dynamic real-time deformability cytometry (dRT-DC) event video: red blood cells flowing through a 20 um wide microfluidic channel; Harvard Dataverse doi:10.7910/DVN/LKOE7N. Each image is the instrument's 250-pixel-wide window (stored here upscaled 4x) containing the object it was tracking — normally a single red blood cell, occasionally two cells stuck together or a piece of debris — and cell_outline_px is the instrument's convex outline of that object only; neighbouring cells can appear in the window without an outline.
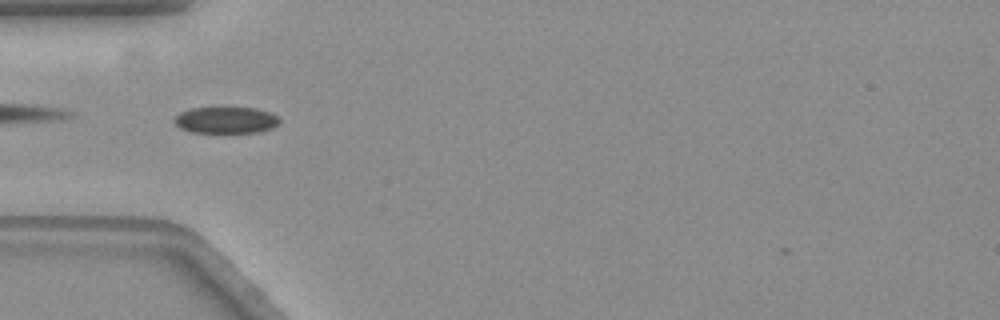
{"species": "common noctule bat (a hibernating species)", "species_latin": "Nyctalus noctula", "temperature_condition": "warm", "stored_images_in_passage": 46, "camera_frame_rate_fps": 3000, "um_per_image_px": 0.085, "animal": {"sex": "female", "body_mass_g": 19.3, "forearm_length_mm": 54.1}, "frame": {"image": 1, "passage_image": 6, "time_ms": 1.667, "image_size_px": [1000, 320], "cell_outline_px": [[280, 120], [272, 128], [260, 132], [192, 132], [180, 128], [172, 120], [180, 112], [192, 108], [256, 108], [268, 112], [276, 116]], "centroid_in_image_um": [19.17, 10.21], "position_along_channel_um": 65.8, "area_um2": 16.01}}
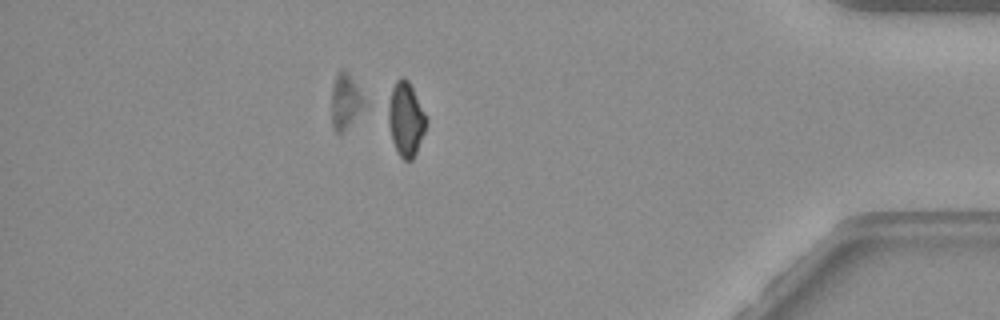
{"frame": {"image": 2, "passage_image": 38, "time_ms": 12.333, "image_size_px": [1000, 320], "cell_outline_px": [[428, 120], [424, 132], [416, 152], [412, 160], [404, 160], [396, 152], [392, 140], [388, 124], [388, 104], [392, 88], [396, 80], [400, 76], [404, 76], [408, 80]], "centroid_in_image_um": [34.48, 10.13], "position_along_channel_um": 400.7, "area_um2": 16.3}}
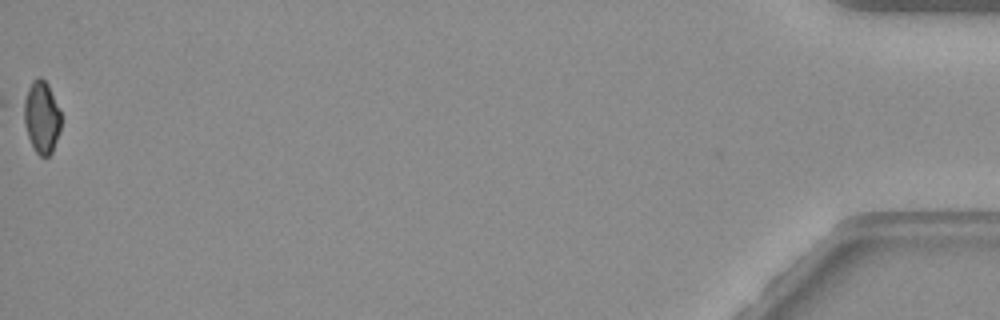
{"frame": {"image": 3, "passage_image": 46, "time_ms": 15.0, "image_size_px": [1000, 320], "cell_outline_px": [[60, 132], [52, 152], [48, 156], [40, 156], [36, 152], [28, 136], [16, 104], [32, 80], [40, 76], [48, 84], [60, 112]], "centroid_in_image_um": [3.42, 9.88], "position_along_channel_um": 431.8, "area_um2": 16.59}, "authors_computed_cell_mechanics": {"area_um2": 17.1666, "velocity_mm_per_s": 3.5358, "shape_relaxation_time_tau1_ms": null, "shape_relaxation_time_tau2_ms": 4.3004, "deformation_change_tau1": null, "deformation_change_tau2": 0.0521}}